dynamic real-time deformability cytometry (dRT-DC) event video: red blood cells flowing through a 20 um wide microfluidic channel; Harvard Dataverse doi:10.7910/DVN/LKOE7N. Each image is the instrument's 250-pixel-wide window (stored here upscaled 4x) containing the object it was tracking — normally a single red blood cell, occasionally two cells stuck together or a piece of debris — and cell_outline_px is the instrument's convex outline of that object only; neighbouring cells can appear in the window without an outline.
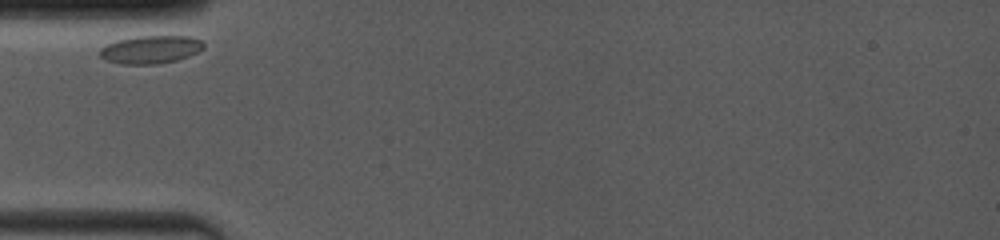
{"species": "common noctule bat (a hibernating species)", "species_latin": "Nyctalus noctula", "temperature_condition": "room temperature", "stored_images_in_passage": 19, "camera_frame_rate_fps": 4000, "um_per_image_px": 0.085, "animal": {"sex": "female", "body_mass_g": 19.0, "forearm_length_mm": 53.3}, "frame": {"image": 1, "passage_image": 1, "time_ms": 0.0, "image_size_px": [1000, 240], "cell_outline_px": [[204, 48], [188, 56], [176, 60], [160, 64], [120, 64], [108, 60], [100, 56], [100, 48], [116, 40], [136, 36], [188, 36], [200, 40], [204, 44]], "centroid_in_image_um": [12.79, 4.21], "position_along_channel_um": 72.2, "area_um2": 16.82}}
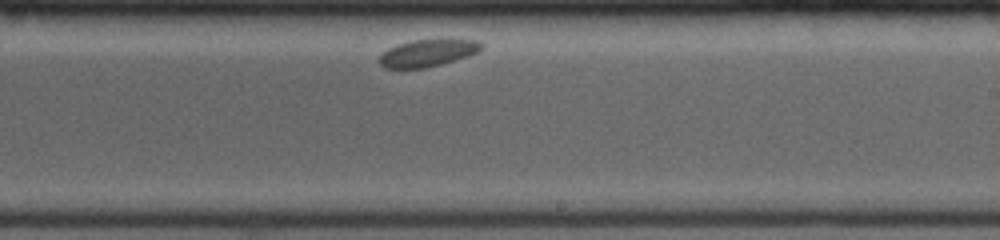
{"frame": {"image": 2, "passage_image": 11, "time_ms": 5.5, "image_size_px": [1000, 240], "cell_outline_px": [[484, 48], [480, 52], [468, 56], [440, 64], [424, 68], [384, 68], [376, 60], [388, 48], [412, 40], [480, 40], [484, 44]], "centroid_in_image_um": [36.38, 4.51], "position_along_channel_um": 252.6, "area_um2": 16.07}}
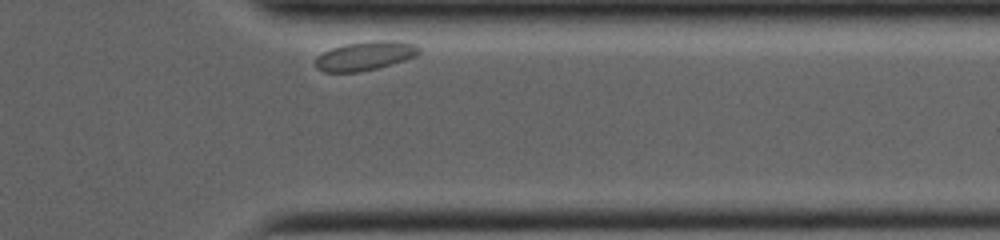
{"frame": {"image": 3, "passage_image": 19, "time_ms": 9.25, "image_size_px": [1000, 240], "cell_outline_px": [[420, 52], [416, 56], [404, 60], [376, 68], [360, 72], [324, 72], [316, 68], [316, 56], [332, 48], [344, 44], [372, 40], [396, 40], [416, 44], [420, 48]], "centroid_in_image_um": [31.05, 4.73], "position_along_channel_um": 380.4, "area_um2": 17.57}}